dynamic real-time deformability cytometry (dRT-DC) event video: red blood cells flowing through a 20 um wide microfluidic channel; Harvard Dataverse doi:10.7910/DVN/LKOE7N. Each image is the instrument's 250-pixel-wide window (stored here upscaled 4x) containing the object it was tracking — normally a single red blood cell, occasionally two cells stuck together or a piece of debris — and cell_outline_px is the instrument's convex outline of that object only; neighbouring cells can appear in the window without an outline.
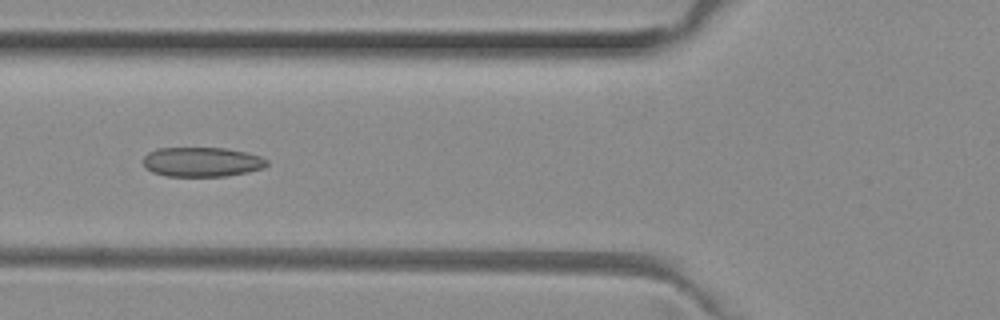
{"species": "common noctule bat (a hibernating species)", "species_latin": "Nyctalus noctula", "temperature_condition": "room temperature", "stored_images_in_passage": 19, "camera_frame_rate_fps": 3000, "um_per_image_px": 0.085, "animal": {"sex": "female", "body_mass_g": 29.2, "forearm_length_mm": 56.3}, "frame": {"image": 1, "passage_image": 13, "time_ms": 4.0, "image_size_px": [1000, 320], "cell_outline_px": [[268, 164], [264, 168], [248, 172], [228, 176], [164, 176], [152, 172], [144, 168], [144, 156], [148, 152], [156, 148], [224, 148], [244, 152], [260, 156], [268, 160]], "centroid_in_image_um": [17.14, 13.77], "position_along_channel_um": 108.7, "area_um2": 21.44}}
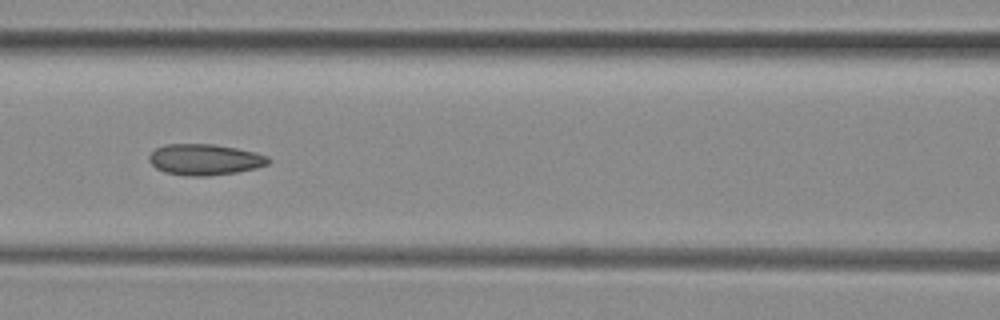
{"frame": {"image": 2, "passage_image": 16, "time_ms": 5.0, "image_size_px": [1000, 320], "cell_outline_px": [[272, 160], [268, 164], [256, 168], [236, 172], [208, 176], [188, 176], [164, 172], [156, 168], [148, 160], [148, 156], [156, 148], [164, 144], [212, 144], [236, 148], [256, 152], [268, 156]], "centroid_in_image_um": [17.41, 13.56], "position_along_channel_um": 149.2, "area_um2": 21.68}}
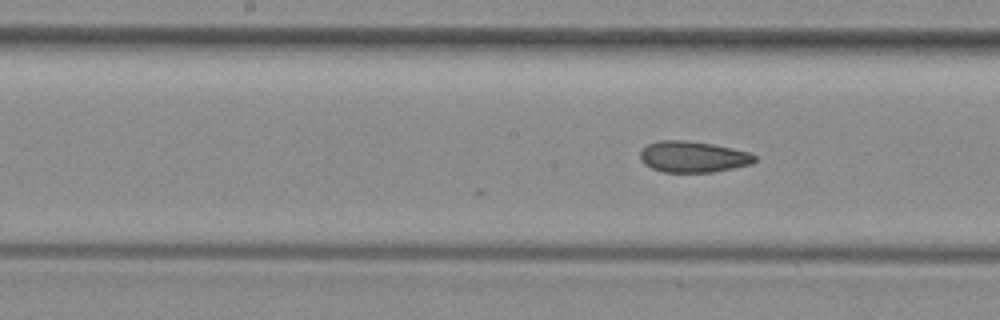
{"frame": {"image": 3, "passage_image": 19, "time_ms": 6.0, "image_size_px": [1000, 320], "cell_outline_px": [[756, 160], [752, 164], [712, 172], [660, 172], [644, 164], [640, 160], [640, 152], [648, 144], [660, 140], [684, 140], [712, 144], [732, 148], [748, 152], [756, 156]], "centroid_in_image_um": [58.89, 13.33], "position_along_channel_um": 189.3, "area_um2": 20.75}}